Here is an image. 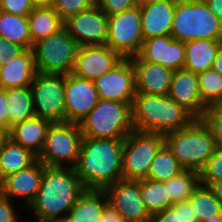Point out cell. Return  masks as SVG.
<instances>
[{
	"label": "cell",
	"mask_w": 222,
	"mask_h": 222,
	"mask_svg": "<svg viewBox=\"0 0 222 222\" xmlns=\"http://www.w3.org/2000/svg\"><path fill=\"white\" fill-rule=\"evenodd\" d=\"M123 144L124 139L83 137L74 169L86 189H104L123 179Z\"/></svg>",
	"instance_id": "1"
},
{
	"label": "cell",
	"mask_w": 222,
	"mask_h": 222,
	"mask_svg": "<svg viewBox=\"0 0 222 222\" xmlns=\"http://www.w3.org/2000/svg\"><path fill=\"white\" fill-rule=\"evenodd\" d=\"M85 190L71 166L65 169L64 166L44 165L40 188L29 206L37 222L59 218L60 213L67 216Z\"/></svg>",
	"instance_id": "2"
},
{
	"label": "cell",
	"mask_w": 222,
	"mask_h": 222,
	"mask_svg": "<svg viewBox=\"0 0 222 222\" xmlns=\"http://www.w3.org/2000/svg\"><path fill=\"white\" fill-rule=\"evenodd\" d=\"M131 110L134 130L164 135L183 129L195 119L169 95L136 93Z\"/></svg>",
	"instance_id": "3"
},
{
	"label": "cell",
	"mask_w": 222,
	"mask_h": 222,
	"mask_svg": "<svg viewBox=\"0 0 222 222\" xmlns=\"http://www.w3.org/2000/svg\"><path fill=\"white\" fill-rule=\"evenodd\" d=\"M165 144L184 169L199 172L217 146L212 131L202 119L165 135Z\"/></svg>",
	"instance_id": "4"
},
{
	"label": "cell",
	"mask_w": 222,
	"mask_h": 222,
	"mask_svg": "<svg viewBox=\"0 0 222 222\" xmlns=\"http://www.w3.org/2000/svg\"><path fill=\"white\" fill-rule=\"evenodd\" d=\"M171 36L181 42L222 40V20L209 10L204 0H176Z\"/></svg>",
	"instance_id": "5"
},
{
	"label": "cell",
	"mask_w": 222,
	"mask_h": 222,
	"mask_svg": "<svg viewBox=\"0 0 222 222\" xmlns=\"http://www.w3.org/2000/svg\"><path fill=\"white\" fill-rule=\"evenodd\" d=\"M131 105L99 99L93 110L79 123L83 137L125 139L134 130Z\"/></svg>",
	"instance_id": "6"
},
{
	"label": "cell",
	"mask_w": 222,
	"mask_h": 222,
	"mask_svg": "<svg viewBox=\"0 0 222 222\" xmlns=\"http://www.w3.org/2000/svg\"><path fill=\"white\" fill-rule=\"evenodd\" d=\"M79 44L63 27L32 47L38 73L67 75L73 71Z\"/></svg>",
	"instance_id": "7"
},
{
	"label": "cell",
	"mask_w": 222,
	"mask_h": 222,
	"mask_svg": "<svg viewBox=\"0 0 222 222\" xmlns=\"http://www.w3.org/2000/svg\"><path fill=\"white\" fill-rule=\"evenodd\" d=\"M165 144V135L133 130L124 139L122 174L125 180L148 178L151 162Z\"/></svg>",
	"instance_id": "8"
},
{
	"label": "cell",
	"mask_w": 222,
	"mask_h": 222,
	"mask_svg": "<svg viewBox=\"0 0 222 222\" xmlns=\"http://www.w3.org/2000/svg\"><path fill=\"white\" fill-rule=\"evenodd\" d=\"M83 135L80 125L71 122L52 123L37 159L46 166H64L71 163L74 168L78 161Z\"/></svg>",
	"instance_id": "9"
},
{
	"label": "cell",
	"mask_w": 222,
	"mask_h": 222,
	"mask_svg": "<svg viewBox=\"0 0 222 222\" xmlns=\"http://www.w3.org/2000/svg\"><path fill=\"white\" fill-rule=\"evenodd\" d=\"M35 116L66 122L65 75L37 73L30 84Z\"/></svg>",
	"instance_id": "10"
},
{
	"label": "cell",
	"mask_w": 222,
	"mask_h": 222,
	"mask_svg": "<svg viewBox=\"0 0 222 222\" xmlns=\"http://www.w3.org/2000/svg\"><path fill=\"white\" fill-rule=\"evenodd\" d=\"M143 42L140 6L108 16L106 45L123 58L137 56Z\"/></svg>",
	"instance_id": "11"
},
{
	"label": "cell",
	"mask_w": 222,
	"mask_h": 222,
	"mask_svg": "<svg viewBox=\"0 0 222 222\" xmlns=\"http://www.w3.org/2000/svg\"><path fill=\"white\" fill-rule=\"evenodd\" d=\"M103 190L108 204L118 211L125 222H149L151 215L143 202L140 180L121 179Z\"/></svg>",
	"instance_id": "12"
},
{
	"label": "cell",
	"mask_w": 222,
	"mask_h": 222,
	"mask_svg": "<svg viewBox=\"0 0 222 222\" xmlns=\"http://www.w3.org/2000/svg\"><path fill=\"white\" fill-rule=\"evenodd\" d=\"M99 99L132 103L136 95L135 68L130 58H124L112 70L93 81Z\"/></svg>",
	"instance_id": "13"
},
{
	"label": "cell",
	"mask_w": 222,
	"mask_h": 222,
	"mask_svg": "<svg viewBox=\"0 0 222 222\" xmlns=\"http://www.w3.org/2000/svg\"><path fill=\"white\" fill-rule=\"evenodd\" d=\"M108 16L95 4L68 17L63 24L79 46L106 45Z\"/></svg>",
	"instance_id": "14"
},
{
	"label": "cell",
	"mask_w": 222,
	"mask_h": 222,
	"mask_svg": "<svg viewBox=\"0 0 222 222\" xmlns=\"http://www.w3.org/2000/svg\"><path fill=\"white\" fill-rule=\"evenodd\" d=\"M99 96L93 81L72 73L65 75L66 122L79 124L97 105Z\"/></svg>",
	"instance_id": "15"
},
{
	"label": "cell",
	"mask_w": 222,
	"mask_h": 222,
	"mask_svg": "<svg viewBox=\"0 0 222 222\" xmlns=\"http://www.w3.org/2000/svg\"><path fill=\"white\" fill-rule=\"evenodd\" d=\"M123 59L108 45L80 46L71 73L79 78L94 81L112 70Z\"/></svg>",
	"instance_id": "16"
},
{
	"label": "cell",
	"mask_w": 222,
	"mask_h": 222,
	"mask_svg": "<svg viewBox=\"0 0 222 222\" xmlns=\"http://www.w3.org/2000/svg\"><path fill=\"white\" fill-rule=\"evenodd\" d=\"M142 61L160 64L173 71L185 66V42L175 40L171 35L145 39L139 54Z\"/></svg>",
	"instance_id": "17"
},
{
	"label": "cell",
	"mask_w": 222,
	"mask_h": 222,
	"mask_svg": "<svg viewBox=\"0 0 222 222\" xmlns=\"http://www.w3.org/2000/svg\"><path fill=\"white\" fill-rule=\"evenodd\" d=\"M168 95L195 119H202L208 108L199 92L197 74L184 68L173 72Z\"/></svg>",
	"instance_id": "18"
},
{
	"label": "cell",
	"mask_w": 222,
	"mask_h": 222,
	"mask_svg": "<svg viewBox=\"0 0 222 222\" xmlns=\"http://www.w3.org/2000/svg\"><path fill=\"white\" fill-rule=\"evenodd\" d=\"M135 68L136 93L168 95L173 70L160 64L142 61L138 56L130 58Z\"/></svg>",
	"instance_id": "19"
},
{
	"label": "cell",
	"mask_w": 222,
	"mask_h": 222,
	"mask_svg": "<svg viewBox=\"0 0 222 222\" xmlns=\"http://www.w3.org/2000/svg\"><path fill=\"white\" fill-rule=\"evenodd\" d=\"M44 164L38 159L29 167L3 179L1 195L5 198L19 197L30 205L41 185Z\"/></svg>",
	"instance_id": "20"
},
{
	"label": "cell",
	"mask_w": 222,
	"mask_h": 222,
	"mask_svg": "<svg viewBox=\"0 0 222 222\" xmlns=\"http://www.w3.org/2000/svg\"><path fill=\"white\" fill-rule=\"evenodd\" d=\"M37 73L32 49L4 58L0 65V89L30 86Z\"/></svg>",
	"instance_id": "21"
},
{
	"label": "cell",
	"mask_w": 222,
	"mask_h": 222,
	"mask_svg": "<svg viewBox=\"0 0 222 222\" xmlns=\"http://www.w3.org/2000/svg\"><path fill=\"white\" fill-rule=\"evenodd\" d=\"M175 6L176 0H163L147 6H140L144 40L171 35Z\"/></svg>",
	"instance_id": "22"
},
{
	"label": "cell",
	"mask_w": 222,
	"mask_h": 222,
	"mask_svg": "<svg viewBox=\"0 0 222 222\" xmlns=\"http://www.w3.org/2000/svg\"><path fill=\"white\" fill-rule=\"evenodd\" d=\"M52 122L33 116L9 129L10 139L38 156Z\"/></svg>",
	"instance_id": "23"
},
{
	"label": "cell",
	"mask_w": 222,
	"mask_h": 222,
	"mask_svg": "<svg viewBox=\"0 0 222 222\" xmlns=\"http://www.w3.org/2000/svg\"><path fill=\"white\" fill-rule=\"evenodd\" d=\"M221 45L222 40L197 39L185 42L184 69L196 74L211 69Z\"/></svg>",
	"instance_id": "24"
},
{
	"label": "cell",
	"mask_w": 222,
	"mask_h": 222,
	"mask_svg": "<svg viewBox=\"0 0 222 222\" xmlns=\"http://www.w3.org/2000/svg\"><path fill=\"white\" fill-rule=\"evenodd\" d=\"M108 200L103 189H86L68 212L69 222H100Z\"/></svg>",
	"instance_id": "25"
},
{
	"label": "cell",
	"mask_w": 222,
	"mask_h": 222,
	"mask_svg": "<svg viewBox=\"0 0 222 222\" xmlns=\"http://www.w3.org/2000/svg\"><path fill=\"white\" fill-rule=\"evenodd\" d=\"M6 105L9 114L8 129L35 116L30 86L6 89Z\"/></svg>",
	"instance_id": "26"
},
{
	"label": "cell",
	"mask_w": 222,
	"mask_h": 222,
	"mask_svg": "<svg viewBox=\"0 0 222 222\" xmlns=\"http://www.w3.org/2000/svg\"><path fill=\"white\" fill-rule=\"evenodd\" d=\"M37 156L29 149L13 142L10 138L0 149V176L2 180L8 175L29 167Z\"/></svg>",
	"instance_id": "27"
},
{
	"label": "cell",
	"mask_w": 222,
	"mask_h": 222,
	"mask_svg": "<svg viewBox=\"0 0 222 222\" xmlns=\"http://www.w3.org/2000/svg\"><path fill=\"white\" fill-rule=\"evenodd\" d=\"M29 32L32 43L38 42L63 28L64 21L52 7L33 8L28 14Z\"/></svg>",
	"instance_id": "28"
},
{
	"label": "cell",
	"mask_w": 222,
	"mask_h": 222,
	"mask_svg": "<svg viewBox=\"0 0 222 222\" xmlns=\"http://www.w3.org/2000/svg\"><path fill=\"white\" fill-rule=\"evenodd\" d=\"M0 38L18 44L24 49H32L28 16H18L0 10Z\"/></svg>",
	"instance_id": "29"
},
{
	"label": "cell",
	"mask_w": 222,
	"mask_h": 222,
	"mask_svg": "<svg viewBox=\"0 0 222 222\" xmlns=\"http://www.w3.org/2000/svg\"><path fill=\"white\" fill-rule=\"evenodd\" d=\"M140 192L147 212L150 215L171 207V197H168L167 181L140 180Z\"/></svg>",
	"instance_id": "30"
},
{
	"label": "cell",
	"mask_w": 222,
	"mask_h": 222,
	"mask_svg": "<svg viewBox=\"0 0 222 222\" xmlns=\"http://www.w3.org/2000/svg\"><path fill=\"white\" fill-rule=\"evenodd\" d=\"M183 170L172 151L164 144L151 162L147 179L165 182Z\"/></svg>",
	"instance_id": "31"
},
{
	"label": "cell",
	"mask_w": 222,
	"mask_h": 222,
	"mask_svg": "<svg viewBox=\"0 0 222 222\" xmlns=\"http://www.w3.org/2000/svg\"><path fill=\"white\" fill-rule=\"evenodd\" d=\"M188 201L199 222L222 214V205L208 186L199 184Z\"/></svg>",
	"instance_id": "32"
},
{
	"label": "cell",
	"mask_w": 222,
	"mask_h": 222,
	"mask_svg": "<svg viewBox=\"0 0 222 222\" xmlns=\"http://www.w3.org/2000/svg\"><path fill=\"white\" fill-rule=\"evenodd\" d=\"M199 172L184 169L178 175L167 181L168 197H171V206L176 202L187 201L199 186Z\"/></svg>",
	"instance_id": "33"
},
{
	"label": "cell",
	"mask_w": 222,
	"mask_h": 222,
	"mask_svg": "<svg viewBox=\"0 0 222 222\" xmlns=\"http://www.w3.org/2000/svg\"><path fill=\"white\" fill-rule=\"evenodd\" d=\"M197 76L202 101L208 107L222 103V75L211 68Z\"/></svg>",
	"instance_id": "34"
},
{
	"label": "cell",
	"mask_w": 222,
	"mask_h": 222,
	"mask_svg": "<svg viewBox=\"0 0 222 222\" xmlns=\"http://www.w3.org/2000/svg\"><path fill=\"white\" fill-rule=\"evenodd\" d=\"M149 222H199L190 202H176L168 209L151 215Z\"/></svg>",
	"instance_id": "35"
},
{
	"label": "cell",
	"mask_w": 222,
	"mask_h": 222,
	"mask_svg": "<svg viewBox=\"0 0 222 222\" xmlns=\"http://www.w3.org/2000/svg\"><path fill=\"white\" fill-rule=\"evenodd\" d=\"M200 184L208 186L222 179V148L217 147L205 166L199 171Z\"/></svg>",
	"instance_id": "36"
},
{
	"label": "cell",
	"mask_w": 222,
	"mask_h": 222,
	"mask_svg": "<svg viewBox=\"0 0 222 222\" xmlns=\"http://www.w3.org/2000/svg\"><path fill=\"white\" fill-rule=\"evenodd\" d=\"M96 0H55L52 9L65 21L68 17L89 9Z\"/></svg>",
	"instance_id": "37"
},
{
	"label": "cell",
	"mask_w": 222,
	"mask_h": 222,
	"mask_svg": "<svg viewBox=\"0 0 222 222\" xmlns=\"http://www.w3.org/2000/svg\"><path fill=\"white\" fill-rule=\"evenodd\" d=\"M202 120L212 131L216 146L222 148V103L209 106Z\"/></svg>",
	"instance_id": "38"
},
{
	"label": "cell",
	"mask_w": 222,
	"mask_h": 222,
	"mask_svg": "<svg viewBox=\"0 0 222 222\" xmlns=\"http://www.w3.org/2000/svg\"><path fill=\"white\" fill-rule=\"evenodd\" d=\"M96 5L110 16L137 6V0H96Z\"/></svg>",
	"instance_id": "39"
},
{
	"label": "cell",
	"mask_w": 222,
	"mask_h": 222,
	"mask_svg": "<svg viewBox=\"0 0 222 222\" xmlns=\"http://www.w3.org/2000/svg\"><path fill=\"white\" fill-rule=\"evenodd\" d=\"M31 0H0V10L18 16H28L33 10Z\"/></svg>",
	"instance_id": "40"
},
{
	"label": "cell",
	"mask_w": 222,
	"mask_h": 222,
	"mask_svg": "<svg viewBox=\"0 0 222 222\" xmlns=\"http://www.w3.org/2000/svg\"><path fill=\"white\" fill-rule=\"evenodd\" d=\"M11 205L10 199L0 195V222H17L18 214Z\"/></svg>",
	"instance_id": "41"
},
{
	"label": "cell",
	"mask_w": 222,
	"mask_h": 222,
	"mask_svg": "<svg viewBox=\"0 0 222 222\" xmlns=\"http://www.w3.org/2000/svg\"><path fill=\"white\" fill-rule=\"evenodd\" d=\"M25 49L18 44L12 43L6 39L0 38V55L4 58H11L18 56Z\"/></svg>",
	"instance_id": "42"
},
{
	"label": "cell",
	"mask_w": 222,
	"mask_h": 222,
	"mask_svg": "<svg viewBox=\"0 0 222 222\" xmlns=\"http://www.w3.org/2000/svg\"><path fill=\"white\" fill-rule=\"evenodd\" d=\"M100 222H125L117 210L109 204L104 208Z\"/></svg>",
	"instance_id": "43"
},
{
	"label": "cell",
	"mask_w": 222,
	"mask_h": 222,
	"mask_svg": "<svg viewBox=\"0 0 222 222\" xmlns=\"http://www.w3.org/2000/svg\"><path fill=\"white\" fill-rule=\"evenodd\" d=\"M8 109L6 105V89H0V124L8 128Z\"/></svg>",
	"instance_id": "44"
},
{
	"label": "cell",
	"mask_w": 222,
	"mask_h": 222,
	"mask_svg": "<svg viewBox=\"0 0 222 222\" xmlns=\"http://www.w3.org/2000/svg\"><path fill=\"white\" fill-rule=\"evenodd\" d=\"M209 10L222 20V0H204Z\"/></svg>",
	"instance_id": "45"
},
{
	"label": "cell",
	"mask_w": 222,
	"mask_h": 222,
	"mask_svg": "<svg viewBox=\"0 0 222 222\" xmlns=\"http://www.w3.org/2000/svg\"><path fill=\"white\" fill-rule=\"evenodd\" d=\"M208 188L213 192L215 197L219 200V202L222 205V179L221 180H215L212 181Z\"/></svg>",
	"instance_id": "46"
},
{
	"label": "cell",
	"mask_w": 222,
	"mask_h": 222,
	"mask_svg": "<svg viewBox=\"0 0 222 222\" xmlns=\"http://www.w3.org/2000/svg\"><path fill=\"white\" fill-rule=\"evenodd\" d=\"M212 69L222 75V45L217 52L216 58L212 65Z\"/></svg>",
	"instance_id": "47"
},
{
	"label": "cell",
	"mask_w": 222,
	"mask_h": 222,
	"mask_svg": "<svg viewBox=\"0 0 222 222\" xmlns=\"http://www.w3.org/2000/svg\"><path fill=\"white\" fill-rule=\"evenodd\" d=\"M9 138H10L9 129L4 125L0 124V149L9 140Z\"/></svg>",
	"instance_id": "48"
},
{
	"label": "cell",
	"mask_w": 222,
	"mask_h": 222,
	"mask_svg": "<svg viewBox=\"0 0 222 222\" xmlns=\"http://www.w3.org/2000/svg\"><path fill=\"white\" fill-rule=\"evenodd\" d=\"M55 0H31L34 8L52 7Z\"/></svg>",
	"instance_id": "49"
},
{
	"label": "cell",
	"mask_w": 222,
	"mask_h": 222,
	"mask_svg": "<svg viewBox=\"0 0 222 222\" xmlns=\"http://www.w3.org/2000/svg\"><path fill=\"white\" fill-rule=\"evenodd\" d=\"M163 0H137V5L138 6H147L150 4H154L155 2H159Z\"/></svg>",
	"instance_id": "50"
},
{
	"label": "cell",
	"mask_w": 222,
	"mask_h": 222,
	"mask_svg": "<svg viewBox=\"0 0 222 222\" xmlns=\"http://www.w3.org/2000/svg\"><path fill=\"white\" fill-rule=\"evenodd\" d=\"M45 222H69L67 216H62V217H59V218H54V219H50V220H47Z\"/></svg>",
	"instance_id": "51"
},
{
	"label": "cell",
	"mask_w": 222,
	"mask_h": 222,
	"mask_svg": "<svg viewBox=\"0 0 222 222\" xmlns=\"http://www.w3.org/2000/svg\"><path fill=\"white\" fill-rule=\"evenodd\" d=\"M203 222H222V214L215 217H210L209 219Z\"/></svg>",
	"instance_id": "52"
},
{
	"label": "cell",
	"mask_w": 222,
	"mask_h": 222,
	"mask_svg": "<svg viewBox=\"0 0 222 222\" xmlns=\"http://www.w3.org/2000/svg\"><path fill=\"white\" fill-rule=\"evenodd\" d=\"M3 60H4L3 55H0V65H1V63L3 62Z\"/></svg>",
	"instance_id": "53"
},
{
	"label": "cell",
	"mask_w": 222,
	"mask_h": 222,
	"mask_svg": "<svg viewBox=\"0 0 222 222\" xmlns=\"http://www.w3.org/2000/svg\"><path fill=\"white\" fill-rule=\"evenodd\" d=\"M2 182H3V180H2V178L0 176V195H1V185H2Z\"/></svg>",
	"instance_id": "54"
}]
</instances>
